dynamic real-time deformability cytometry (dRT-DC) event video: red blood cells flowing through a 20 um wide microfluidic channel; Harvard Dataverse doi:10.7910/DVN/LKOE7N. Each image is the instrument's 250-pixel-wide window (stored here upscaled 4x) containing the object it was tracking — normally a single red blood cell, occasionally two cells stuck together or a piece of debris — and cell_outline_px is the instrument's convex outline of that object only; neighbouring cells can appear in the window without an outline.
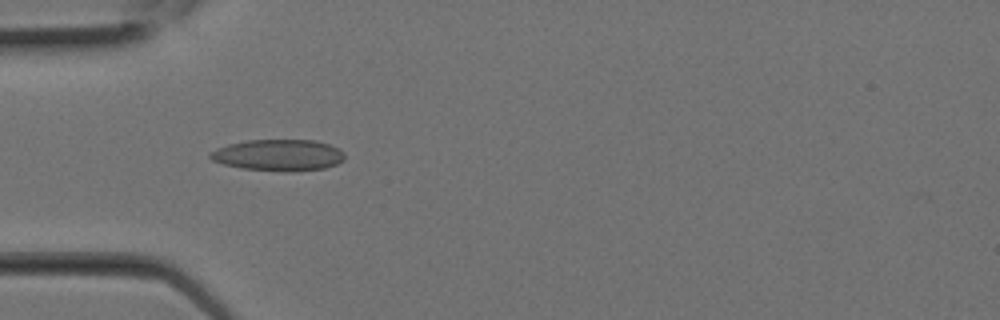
{"species": "Egyptian fruit bat (a non-hibernating species)", "species_latin": "Rousettus aegyptiacus", "temperature_condition": "room temperature", "stored_images_in_passage": 3, "camera_frame_rate_fps": 3000, "um_per_image_px": 0.085, "animal": {"sex": "female"}, "frame": {"image": 1, "passage_image": 3, "time_ms": 0.667, "image_size_px": [1000, 320], "cell_outline_px": [[344, 160], [336, 164], [324, 168], [292, 172], [288, 172], [244, 168], [224, 164], [212, 160], [208, 156], [208, 152], [216, 148], [228, 144], [248, 140], [316, 140], [328, 144], [344, 152]], "centroid_in_image_um": [23.65, 13.18], "position_along_channel_um": 61.3, "area_um2": 24.62}}